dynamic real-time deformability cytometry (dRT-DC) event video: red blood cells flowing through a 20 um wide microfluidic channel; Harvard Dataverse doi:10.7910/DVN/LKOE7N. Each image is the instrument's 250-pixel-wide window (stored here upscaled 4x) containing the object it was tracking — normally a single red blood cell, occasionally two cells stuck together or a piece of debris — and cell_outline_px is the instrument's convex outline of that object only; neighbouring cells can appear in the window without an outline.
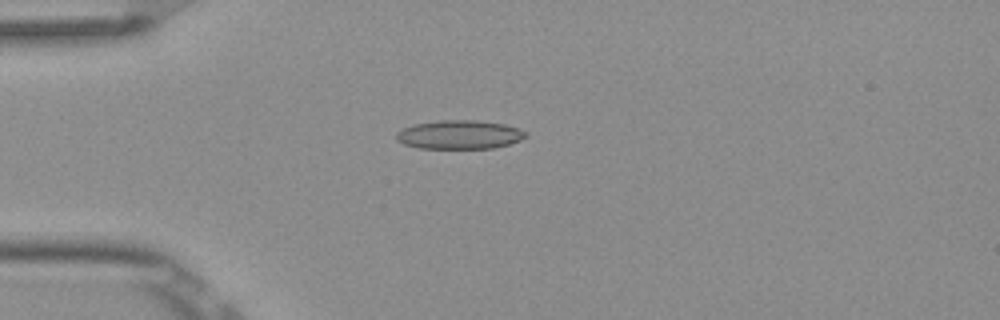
{"species": "Egyptian fruit bat (a non-hibernating species)", "species_latin": "Rousettus aegyptiacus", "temperature_condition": "room temperature", "stored_images_in_passage": 4, "camera_frame_rate_fps": 3000, "um_per_image_px": 0.085, "frame": {"image": 1, "passage_image": 4, "time_ms": 1.0, "image_size_px": [1000, 320], "cell_outline_px": [[528, 136], [520, 140], [508, 144], [492, 148], [416, 148], [404, 144], [396, 140], [396, 132], [412, 124], [440, 120], [476, 120], [504, 124], [528, 132]], "centroid_in_image_um": [39.03, 11.44], "position_along_channel_um": 46.0, "area_um2": 21.73}}